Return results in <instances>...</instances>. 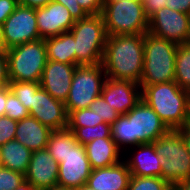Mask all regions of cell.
<instances>
[{
    "mask_svg": "<svg viewBox=\"0 0 190 190\" xmlns=\"http://www.w3.org/2000/svg\"><path fill=\"white\" fill-rule=\"evenodd\" d=\"M144 35L107 36L101 62L107 78L139 84L143 72Z\"/></svg>",
    "mask_w": 190,
    "mask_h": 190,
    "instance_id": "obj_1",
    "label": "cell"
},
{
    "mask_svg": "<svg viewBox=\"0 0 190 190\" xmlns=\"http://www.w3.org/2000/svg\"><path fill=\"white\" fill-rule=\"evenodd\" d=\"M168 127L158 114L142 99L127 114L119 115L111 125V137L120 150L155 142Z\"/></svg>",
    "mask_w": 190,
    "mask_h": 190,
    "instance_id": "obj_2",
    "label": "cell"
},
{
    "mask_svg": "<svg viewBox=\"0 0 190 190\" xmlns=\"http://www.w3.org/2000/svg\"><path fill=\"white\" fill-rule=\"evenodd\" d=\"M141 87V99L159 116L169 130L190 122V93L175 81Z\"/></svg>",
    "mask_w": 190,
    "mask_h": 190,
    "instance_id": "obj_3",
    "label": "cell"
},
{
    "mask_svg": "<svg viewBox=\"0 0 190 190\" xmlns=\"http://www.w3.org/2000/svg\"><path fill=\"white\" fill-rule=\"evenodd\" d=\"M179 44L157 37L149 32L144 35V62L140 86L166 83L175 79V58Z\"/></svg>",
    "mask_w": 190,
    "mask_h": 190,
    "instance_id": "obj_4",
    "label": "cell"
},
{
    "mask_svg": "<svg viewBox=\"0 0 190 190\" xmlns=\"http://www.w3.org/2000/svg\"><path fill=\"white\" fill-rule=\"evenodd\" d=\"M101 15L107 36L148 32L149 19L145 16L141 0L105 1Z\"/></svg>",
    "mask_w": 190,
    "mask_h": 190,
    "instance_id": "obj_5",
    "label": "cell"
},
{
    "mask_svg": "<svg viewBox=\"0 0 190 190\" xmlns=\"http://www.w3.org/2000/svg\"><path fill=\"white\" fill-rule=\"evenodd\" d=\"M70 32L75 40L76 65L100 64L107 39L102 15L76 20Z\"/></svg>",
    "mask_w": 190,
    "mask_h": 190,
    "instance_id": "obj_6",
    "label": "cell"
},
{
    "mask_svg": "<svg viewBox=\"0 0 190 190\" xmlns=\"http://www.w3.org/2000/svg\"><path fill=\"white\" fill-rule=\"evenodd\" d=\"M9 81L40 82L47 63L45 39L6 50Z\"/></svg>",
    "mask_w": 190,
    "mask_h": 190,
    "instance_id": "obj_7",
    "label": "cell"
},
{
    "mask_svg": "<svg viewBox=\"0 0 190 190\" xmlns=\"http://www.w3.org/2000/svg\"><path fill=\"white\" fill-rule=\"evenodd\" d=\"M156 153L162 158V178L172 187L190 178V155L181 133L168 130L154 142Z\"/></svg>",
    "mask_w": 190,
    "mask_h": 190,
    "instance_id": "obj_8",
    "label": "cell"
},
{
    "mask_svg": "<svg viewBox=\"0 0 190 190\" xmlns=\"http://www.w3.org/2000/svg\"><path fill=\"white\" fill-rule=\"evenodd\" d=\"M106 79L107 75L101 63L76 66L69 95L64 102L67 114L89 108L95 98L101 95Z\"/></svg>",
    "mask_w": 190,
    "mask_h": 190,
    "instance_id": "obj_9",
    "label": "cell"
},
{
    "mask_svg": "<svg viewBox=\"0 0 190 190\" xmlns=\"http://www.w3.org/2000/svg\"><path fill=\"white\" fill-rule=\"evenodd\" d=\"M41 39L36 22V9L18 5L3 23V49Z\"/></svg>",
    "mask_w": 190,
    "mask_h": 190,
    "instance_id": "obj_10",
    "label": "cell"
},
{
    "mask_svg": "<svg viewBox=\"0 0 190 190\" xmlns=\"http://www.w3.org/2000/svg\"><path fill=\"white\" fill-rule=\"evenodd\" d=\"M148 32L177 44L188 43L190 15L164 7L149 19Z\"/></svg>",
    "mask_w": 190,
    "mask_h": 190,
    "instance_id": "obj_11",
    "label": "cell"
},
{
    "mask_svg": "<svg viewBox=\"0 0 190 190\" xmlns=\"http://www.w3.org/2000/svg\"><path fill=\"white\" fill-rule=\"evenodd\" d=\"M91 172L92 168L85 146L78 142L68 145V152L59 163L57 185L73 189L79 188L87 183Z\"/></svg>",
    "mask_w": 190,
    "mask_h": 190,
    "instance_id": "obj_12",
    "label": "cell"
},
{
    "mask_svg": "<svg viewBox=\"0 0 190 190\" xmlns=\"http://www.w3.org/2000/svg\"><path fill=\"white\" fill-rule=\"evenodd\" d=\"M29 114L53 131L66 129L68 126V114L64 102L53 98L43 88L33 94Z\"/></svg>",
    "mask_w": 190,
    "mask_h": 190,
    "instance_id": "obj_13",
    "label": "cell"
},
{
    "mask_svg": "<svg viewBox=\"0 0 190 190\" xmlns=\"http://www.w3.org/2000/svg\"><path fill=\"white\" fill-rule=\"evenodd\" d=\"M36 22L41 39L58 36L70 31L75 20L61 3L50 1L46 6L36 8Z\"/></svg>",
    "mask_w": 190,
    "mask_h": 190,
    "instance_id": "obj_14",
    "label": "cell"
},
{
    "mask_svg": "<svg viewBox=\"0 0 190 190\" xmlns=\"http://www.w3.org/2000/svg\"><path fill=\"white\" fill-rule=\"evenodd\" d=\"M59 163L53 159L47 148L32 152L25 174L35 190H47L58 183Z\"/></svg>",
    "mask_w": 190,
    "mask_h": 190,
    "instance_id": "obj_15",
    "label": "cell"
},
{
    "mask_svg": "<svg viewBox=\"0 0 190 190\" xmlns=\"http://www.w3.org/2000/svg\"><path fill=\"white\" fill-rule=\"evenodd\" d=\"M101 95L120 114H127L141 100V87L132 81L105 80Z\"/></svg>",
    "mask_w": 190,
    "mask_h": 190,
    "instance_id": "obj_16",
    "label": "cell"
},
{
    "mask_svg": "<svg viewBox=\"0 0 190 190\" xmlns=\"http://www.w3.org/2000/svg\"><path fill=\"white\" fill-rule=\"evenodd\" d=\"M77 65L47 60L40 86L53 98L66 101Z\"/></svg>",
    "mask_w": 190,
    "mask_h": 190,
    "instance_id": "obj_17",
    "label": "cell"
},
{
    "mask_svg": "<svg viewBox=\"0 0 190 190\" xmlns=\"http://www.w3.org/2000/svg\"><path fill=\"white\" fill-rule=\"evenodd\" d=\"M131 172L124 161L92 169L87 185L95 190H128Z\"/></svg>",
    "mask_w": 190,
    "mask_h": 190,
    "instance_id": "obj_18",
    "label": "cell"
},
{
    "mask_svg": "<svg viewBox=\"0 0 190 190\" xmlns=\"http://www.w3.org/2000/svg\"><path fill=\"white\" fill-rule=\"evenodd\" d=\"M137 153L131 158L123 159L131 175L140 177H161L162 158L156 153L154 142L135 146Z\"/></svg>",
    "mask_w": 190,
    "mask_h": 190,
    "instance_id": "obj_19",
    "label": "cell"
},
{
    "mask_svg": "<svg viewBox=\"0 0 190 190\" xmlns=\"http://www.w3.org/2000/svg\"><path fill=\"white\" fill-rule=\"evenodd\" d=\"M52 131L29 115L18 121L15 140L34 152L47 148L48 139Z\"/></svg>",
    "mask_w": 190,
    "mask_h": 190,
    "instance_id": "obj_20",
    "label": "cell"
},
{
    "mask_svg": "<svg viewBox=\"0 0 190 190\" xmlns=\"http://www.w3.org/2000/svg\"><path fill=\"white\" fill-rule=\"evenodd\" d=\"M84 146L92 169L109 167L123 160L113 138H97Z\"/></svg>",
    "mask_w": 190,
    "mask_h": 190,
    "instance_id": "obj_21",
    "label": "cell"
},
{
    "mask_svg": "<svg viewBox=\"0 0 190 190\" xmlns=\"http://www.w3.org/2000/svg\"><path fill=\"white\" fill-rule=\"evenodd\" d=\"M47 60L76 65L75 40L68 31L45 39Z\"/></svg>",
    "mask_w": 190,
    "mask_h": 190,
    "instance_id": "obj_22",
    "label": "cell"
},
{
    "mask_svg": "<svg viewBox=\"0 0 190 190\" xmlns=\"http://www.w3.org/2000/svg\"><path fill=\"white\" fill-rule=\"evenodd\" d=\"M0 155L3 167L25 175L30 163L32 151L19 141L12 140L0 146Z\"/></svg>",
    "mask_w": 190,
    "mask_h": 190,
    "instance_id": "obj_23",
    "label": "cell"
},
{
    "mask_svg": "<svg viewBox=\"0 0 190 190\" xmlns=\"http://www.w3.org/2000/svg\"><path fill=\"white\" fill-rule=\"evenodd\" d=\"M178 86L190 93V44H179L175 58V79Z\"/></svg>",
    "mask_w": 190,
    "mask_h": 190,
    "instance_id": "obj_24",
    "label": "cell"
},
{
    "mask_svg": "<svg viewBox=\"0 0 190 190\" xmlns=\"http://www.w3.org/2000/svg\"><path fill=\"white\" fill-rule=\"evenodd\" d=\"M76 139L71 130L68 128L52 131L47 143V149L53 159L58 163L62 162V158L68 152V145H74Z\"/></svg>",
    "mask_w": 190,
    "mask_h": 190,
    "instance_id": "obj_25",
    "label": "cell"
},
{
    "mask_svg": "<svg viewBox=\"0 0 190 190\" xmlns=\"http://www.w3.org/2000/svg\"><path fill=\"white\" fill-rule=\"evenodd\" d=\"M67 128L72 131L76 141L83 146L97 138H112L111 125L104 122L93 127L87 126Z\"/></svg>",
    "mask_w": 190,
    "mask_h": 190,
    "instance_id": "obj_26",
    "label": "cell"
},
{
    "mask_svg": "<svg viewBox=\"0 0 190 190\" xmlns=\"http://www.w3.org/2000/svg\"><path fill=\"white\" fill-rule=\"evenodd\" d=\"M10 90L30 110L32 107L33 94L40 88V82L9 81Z\"/></svg>",
    "mask_w": 190,
    "mask_h": 190,
    "instance_id": "obj_27",
    "label": "cell"
},
{
    "mask_svg": "<svg viewBox=\"0 0 190 190\" xmlns=\"http://www.w3.org/2000/svg\"><path fill=\"white\" fill-rule=\"evenodd\" d=\"M128 190H173V187L161 177L131 175Z\"/></svg>",
    "mask_w": 190,
    "mask_h": 190,
    "instance_id": "obj_28",
    "label": "cell"
},
{
    "mask_svg": "<svg viewBox=\"0 0 190 190\" xmlns=\"http://www.w3.org/2000/svg\"><path fill=\"white\" fill-rule=\"evenodd\" d=\"M100 123H103V120H99L95 111L84 108L72 111L68 115L67 127H93Z\"/></svg>",
    "mask_w": 190,
    "mask_h": 190,
    "instance_id": "obj_29",
    "label": "cell"
},
{
    "mask_svg": "<svg viewBox=\"0 0 190 190\" xmlns=\"http://www.w3.org/2000/svg\"><path fill=\"white\" fill-rule=\"evenodd\" d=\"M89 108L92 111L96 112L99 120H103L104 123H108L112 125L117 118L119 117V113L114 109V107L110 106L102 95L95 98V100L91 103Z\"/></svg>",
    "mask_w": 190,
    "mask_h": 190,
    "instance_id": "obj_30",
    "label": "cell"
},
{
    "mask_svg": "<svg viewBox=\"0 0 190 190\" xmlns=\"http://www.w3.org/2000/svg\"><path fill=\"white\" fill-rule=\"evenodd\" d=\"M29 115V110L13 94V92L10 90L9 85H7V101L5 106V116L19 121Z\"/></svg>",
    "mask_w": 190,
    "mask_h": 190,
    "instance_id": "obj_31",
    "label": "cell"
},
{
    "mask_svg": "<svg viewBox=\"0 0 190 190\" xmlns=\"http://www.w3.org/2000/svg\"><path fill=\"white\" fill-rule=\"evenodd\" d=\"M23 181L24 174L0 167V190H15Z\"/></svg>",
    "mask_w": 190,
    "mask_h": 190,
    "instance_id": "obj_32",
    "label": "cell"
},
{
    "mask_svg": "<svg viewBox=\"0 0 190 190\" xmlns=\"http://www.w3.org/2000/svg\"><path fill=\"white\" fill-rule=\"evenodd\" d=\"M18 121L6 116L0 117V146L15 140Z\"/></svg>",
    "mask_w": 190,
    "mask_h": 190,
    "instance_id": "obj_33",
    "label": "cell"
},
{
    "mask_svg": "<svg viewBox=\"0 0 190 190\" xmlns=\"http://www.w3.org/2000/svg\"><path fill=\"white\" fill-rule=\"evenodd\" d=\"M53 1L64 5L69 10L70 15L73 17L75 21L85 19L88 16L86 11L78 4L77 0H53Z\"/></svg>",
    "mask_w": 190,
    "mask_h": 190,
    "instance_id": "obj_34",
    "label": "cell"
},
{
    "mask_svg": "<svg viewBox=\"0 0 190 190\" xmlns=\"http://www.w3.org/2000/svg\"><path fill=\"white\" fill-rule=\"evenodd\" d=\"M145 16L150 19L155 12L168 7V0H141Z\"/></svg>",
    "mask_w": 190,
    "mask_h": 190,
    "instance_id": "obj_35",
    "label": "cell"
},
{
    "mask_svg": "<svg viewBox=\"0 0 190 190\" xmlns=\"http://www.w3.org/2000/svg\"><path fill=\"white\" fill-rule=\"evenodd\" d=\"M88 15L101 14L105 0H77Z\"/></svg>",
    "mask_w": 190,
    "mask_h": 190,
    "instance_id": "obj_36",
    "label": "cell"
},
{
    "mask_svg": "<svg viewBox=\"0 0 190 190\" xmlns=\"http://www.w3.org/2000/svg\"><path fill=\"white\" fill-rule=\"evenodd\" d=\"M19 5L18 0H0V23L3 24Z\"/></svg>",
    "mask_w": 190,
    "mask_h": 190,
    "instance_id": "obj_37",
    "label": "cell"
},
{
    "mask_svg": "<svg viewBox=\"0 0 190 190\" xmlns=\"http://www.w3.org/2000/svg\"><path fill=\"white\" fill-rule=\"evenodd\" d=\"M9 85L6 50L0 48V87Z\"/></svg>",
    "mask_w": 190,
    "mask_h": 190,
    "instance_id": "obj_38",
    "label": "cell"
},
{
    "mask_svg": "<svg viewBox=\"0 0 190 190\" xmlns=\"http://www.w3.org/2000/svg\"><path fill=\"white\" fill-rule=\"evenodd\" d=\"M168 8L190 15V0H168Z\"/></svg>",
    "mask_w": 190,
    "mask_h": 190,
    "instance_id": "obj_39",
    "label": "cell"
},
{
    "mask_svg": "<svg viewBox=\"0 0 190 190\" xmlns=\"http://www.w3.org/2000/svg\"><path fill=\"white\" fill-rule=\"evenodd\" d=\"M50 1L53 0H18L20 5L35 9L46 6Z\"/></svg>",
    "mask_w": 190,
    "mask_h": 190,
    "instance_id": "obj_40",
    "label": "cell"
},
{
    "mask_svg": "<svg viewBox=\"0 0 190 190\" xmlns=\"http://www.w3.org/2000/svg\"><path fill=\"white\" fill-rule=\"evenodd\" d=\"M177 130L181 133L187 152L190 155V122Z\"/></svg>",
    "mask_w": 190,
    "mask_h": 190,
    "instance_id": "obj_41",
    "label": "cell"
},
{
    "mask_svg": "<svg viewBox=\"0 0 190 190\" xmlns=\"http://www.w3.org/2000/svg\"><path fill=\"white\" fill-rule=\"evenodd\" d=\"M6 101H7V85L0 87V117L5 116Z\"/></svg>",
    "mask_w": 190,
    "mask_h": 190,
    "instance_id": "obj_42",
    "label": "cell"
},
{
    "mask_svg": "<svg viewBox=\"0 0 190 190\" xmlns=\"http://www.w3.org/2000/svg\"><path fill=\"white\" fill-rule=\"evenodd\" d=\"M173 190H190V178L177 183Z\"/></svg>",
    "mask_w": 190,
    "mask_h": 190,
    "instance_id": "obj_43",
    "label": "cell"
},
{
    "mask_svg": "<svg viewBox=\"0 0 190 190\" xmlns=\"http://www.w3.org/2000/svg\"><path fill=\"white\" fill-rule=\"evenodd\" d=\"M15 190H35L28 181H23Z\"/></svg>",
    "mask_w": 190,
    "mask_h": 190,
    "instance_id": "obj_44",
    "label": "cell"
},
{
    "mask_svg": "<svg viewBox=\"0 0 190 190\" xmlns=\"http://www.w3.org/2000/svg\"><path fill=\"white\" fill-rule=\"evenodd\" d=\"M47 190H74L73 188H67L60 185H55Z\"/></svg>",
    "mask_w": 190,
    "mask_h": 190,
    "instance_id": "obj_45",
    "label": "cell"
},
{
    "mask_svg": "<svg viewBox=\"0 0 190 190\" xmlns=\"http://www.w3.org/2000/svg\"><path fill=\"white\" fill-rule=\"evenodd\" d=\"M0 48H3V24L0 23Z\"/></svg>",
    "mask_w": 190,
    "mask_h": 190,
    "instance_id": "obj_46",
    "label": "cell"
},
{
    "mask_svg": "<svg viewBox=\"0 0 190 190\" xmlns=\"http://www.w3.org/2000/svg\"><path fill=\"white\" fill-rule=\"evenodd\" d=\"M74 190H95L93 188H91L90 186H88L87 184H84L82 186H80L79 188H76Z\"/></svg>",
    "mask_w": 190,
    "mask_h": 190,
    "instance_id": "obj_47",
    "label": "cell"
},
{
    "mask_svg": "<svg viewBox=\"0 0 190 190\" xmlns=\"http://www.w3.org/2000/svg\"><path fill=\"white\" fill-rule=\"evenodd\" d=\"M3 165H2V162H1V155H0V167H2Z\"/></svg>",
    "mask_w": 190,
    "mask_h": 190,
    "instance_id": "obj_48",
    "label": "cell"
}]
</instances>
